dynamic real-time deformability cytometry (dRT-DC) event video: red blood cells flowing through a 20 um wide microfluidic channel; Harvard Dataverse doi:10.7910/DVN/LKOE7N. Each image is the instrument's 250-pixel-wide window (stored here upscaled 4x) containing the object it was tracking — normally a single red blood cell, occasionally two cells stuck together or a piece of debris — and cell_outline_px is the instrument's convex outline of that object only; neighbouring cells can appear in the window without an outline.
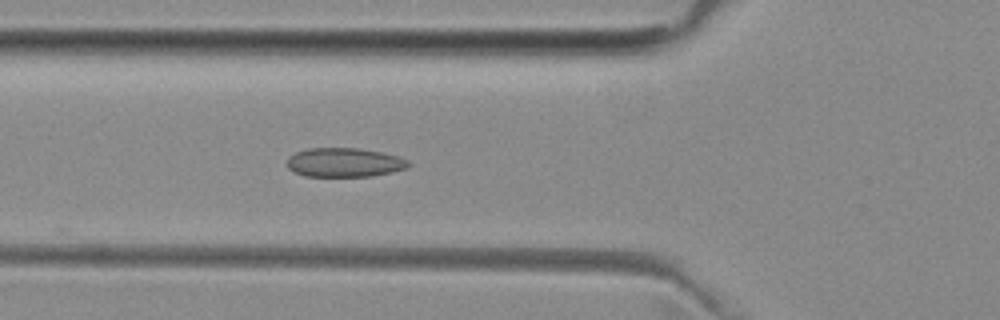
{"species": "common noctule bat (a hibernating species)", "species_latin": "Nyctalus noctula", "temperature_condition": "room temperature", "stored_images_in_passage": 34, "camera_frame_rate_fps": 3000, "um_per_image_px": 0.085, "animal": {"sex": "female", "body_mass_g": 29.2, "forearm_length_mm": 56.3}, "frame": {"image": 1, "passage_image": 5, "time_ms": 1.333, "image_size_px": [1000, 320], "cell_outline_px": [[412, 164], [408, 168], [392, 172], [372, 176], [304, 176], [288, 168], [288, 156], [296, 152], [308, 148], [360, 148], [400, 156], [408, 160]], "centroid_in_image_um": [29.32, 13.8], "position_along_channel_um": 96.5, "area_um2": 20.69}}
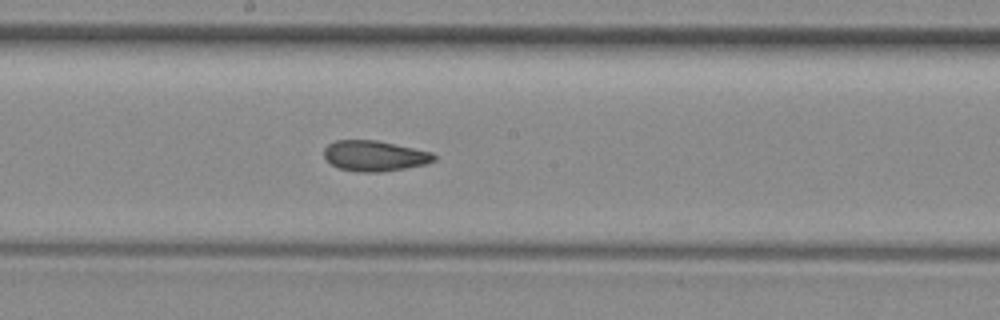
{"frame": {"image": 2, "passage_image": 14, "time_ms": 4.333, "image_size_px": [1000, 320], "cell_outline_px": [[436, 160], [424, 164], [404, 168], [380, 172], [356, 172], [340, 168], [332, 164], [324, 156], [324, 148], [328, 144], [336, 140], [376, 140], [432, 152], [436, 156]], "centroid_in_image_um": [31.83, 13.24], "position_along_channel_um": 216.4, "area_um2": 19.42}}
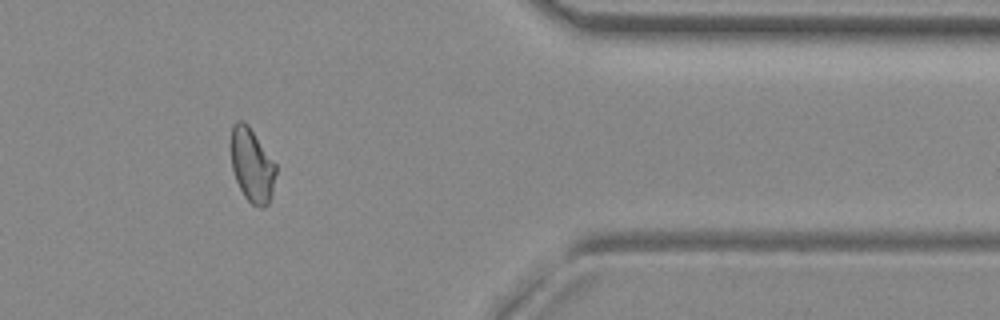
{"frame": {"image": 3, "passage_image": 29, "time_ms": 9.333, "image_size_px": [1000, 320], "cell_outline_px": [[276, 172], [272, 192], [268, 204], [264, 208], [260, 208], [252, 204], [244, 196], [236, 180], [232, 168], [232, 124], [236, 120], [244, 120], [248, 124], [276, 164]], "centroid_in_image_um": [21.43, 14.04], "position_along_channel_um": 390.0, "area_um2": 19.19}}